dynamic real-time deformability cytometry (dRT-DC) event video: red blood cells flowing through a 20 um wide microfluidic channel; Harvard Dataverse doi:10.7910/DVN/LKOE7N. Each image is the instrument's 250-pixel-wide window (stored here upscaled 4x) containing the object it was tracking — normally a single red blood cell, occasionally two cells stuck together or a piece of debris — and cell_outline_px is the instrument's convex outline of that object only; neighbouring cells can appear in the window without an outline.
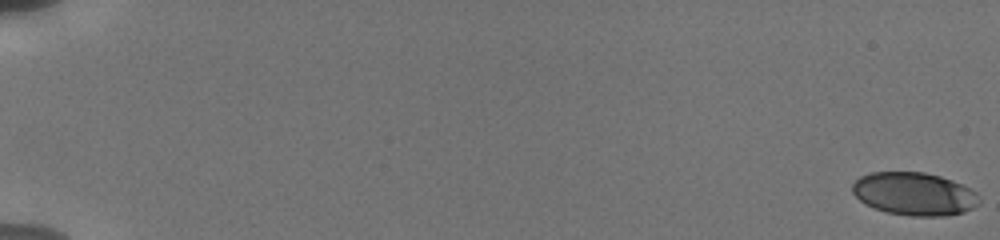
{"species": "human", "species_latin": "Homo sapiens", "temperature_condition": "cold", "stored_images_in_passage": 33, "camera_frame_rate_fps": 3000, "um_per_image_px": 0.085, "donor": {"sex": "male"}, "frame": {"image": 1, "passage_image": 1, "time_ms": 0.0, "image_size_px": [1000, 240], "cell_outline_px": [[980, 204], [964, 212], [944, 216], [908, 216], [888, 212], [864, 204], [852, 192], [852, 184], [860, 176], [872, 172], [924, 172], [940, 176], [952, 180], [976, 192], [980, 196]], "centroid_in_image_um": [77.72, 16.48], "position_along_channel_um": 7.3, "area_um2": 31.79}}
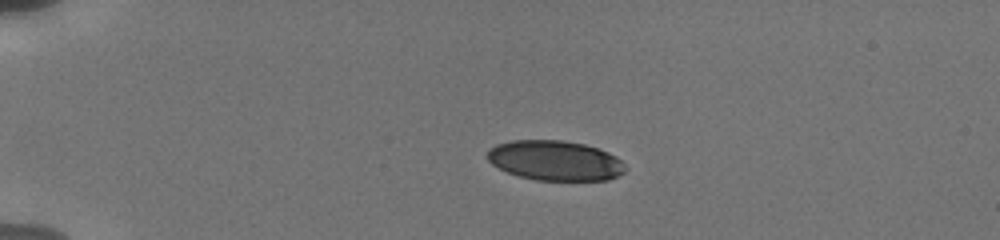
{"frame": {"image": 2, "passage_image": 22, "time_ms": 4.667, "image_size_px": [1000, 240], "cell_outline_px": [[628, 168], [624, 172], [608, 180], [536, 180], [520, 176], [508, 172], [492, 164], [484, 156], [496, 144], [512, 140], [560, 140], [584, 144], [608, 152], [616, 156]], "centroid_in_image_um": [47.18, 13.64], "position_along_channel_um": 37.8, "area_um2": 32.02}}